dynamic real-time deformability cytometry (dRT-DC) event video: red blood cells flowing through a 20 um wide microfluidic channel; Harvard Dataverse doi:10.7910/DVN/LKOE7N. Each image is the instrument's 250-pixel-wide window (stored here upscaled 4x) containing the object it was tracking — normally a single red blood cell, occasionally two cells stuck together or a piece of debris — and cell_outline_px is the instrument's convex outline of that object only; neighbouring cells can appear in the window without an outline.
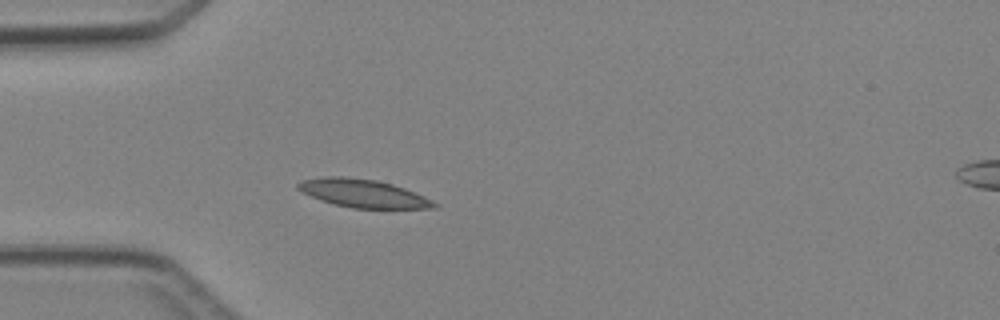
{"species": "Egyptian fruit bat (a non-hibernating species)", "species_latin": "Rousettus aegyptiacus", "temperature_condition": "cold", "stored_images_in_passage": 3, "camera_frame_rate_fps": 3000, "um_per_image_px": 0.085, "animal": {"sex": "female"}, "frame": {"image": 1, "passage_image": 3, "time_ms": 2.333, "image_size_px": [1000, 320], "cell_outline_px": [[440, 204], [436, 208], [352, 208], [332, 204], [320, 200], [300, 192], [296, 188], [296, 184], [300, 180], [320, 176], [344, 176], [376, 180], [392, 184], [404, 188], [424, 196]], "centroid_in_image_um": [30.8, 16.43], "position_along_channel_um": 54.2, "area_um2": 22.6}}